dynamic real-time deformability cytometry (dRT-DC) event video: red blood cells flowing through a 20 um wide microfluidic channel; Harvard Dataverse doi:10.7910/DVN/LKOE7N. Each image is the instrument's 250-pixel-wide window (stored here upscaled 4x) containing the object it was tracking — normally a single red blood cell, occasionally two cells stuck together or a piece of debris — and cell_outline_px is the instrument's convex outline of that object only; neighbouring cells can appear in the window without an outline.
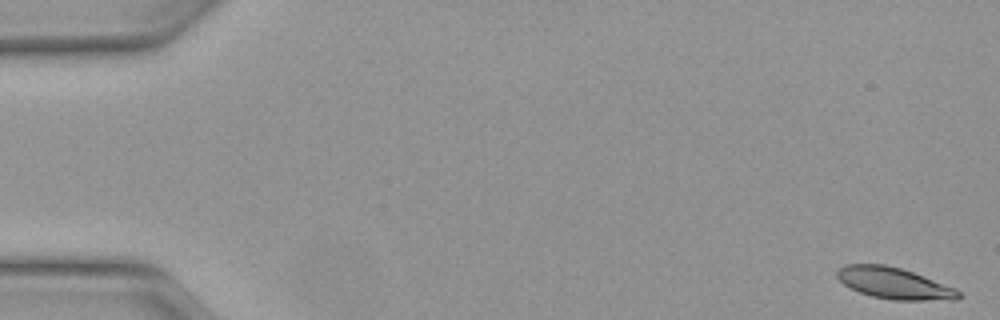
{"species": "Egyptian fruit bat (a non-hibernating species)", "species_latin": "Rousettus aegyptiacus", "temperature_condition": "warm", "stored_images_in_passage": 50, "camera_frame_rate_fps": 3000, "um_per_image_px": 0.085, "animal": {"sex": "female"}, "frame": {"image": 1, "passage_image": 1, "time_ms": 0.0, "image_size_px": [1000, 320], "cell_outline_px": [[964, 296], [956, 300], [896, 300], [872, 296], [860, 292], [844, 284], [836, 276], [836, 272], [844, 264], [884, 264], [900, 268], [912, 272], [956, 288]], "centroid_in_image_um": [76.03, 24.08], "position_along_channel_um": 9.0, "area_um2": 22.08}}
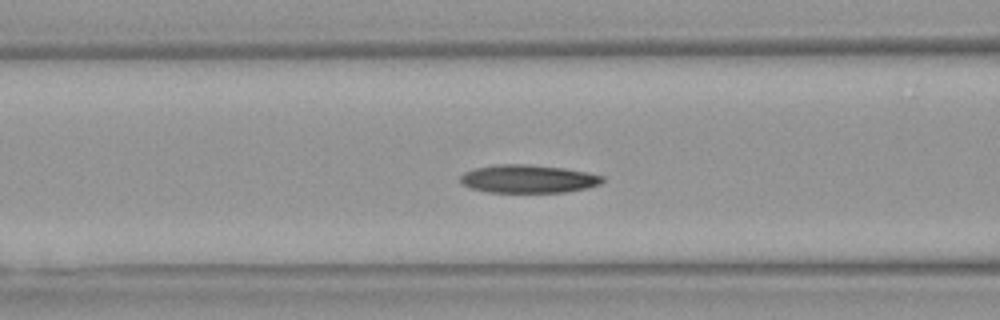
{"frame": {"image": 2, "passage_image": 20, "time_ms": 6.333, "image_size_px": [1000, 320], "cell_outline_px": [[604, 180], [600, 184], [584, 188], [564, 192], [488, 192], [472, 188], [464, 184], [460, 180], [460, 176], [464, 172], [476, 168], [492, 164], [524, 164], [564, 168], [604, 176]], "centroid_in_image_um": [44.87, 15.2], "position_along_channel_um": 121.7, "area_um2": 23.06}}
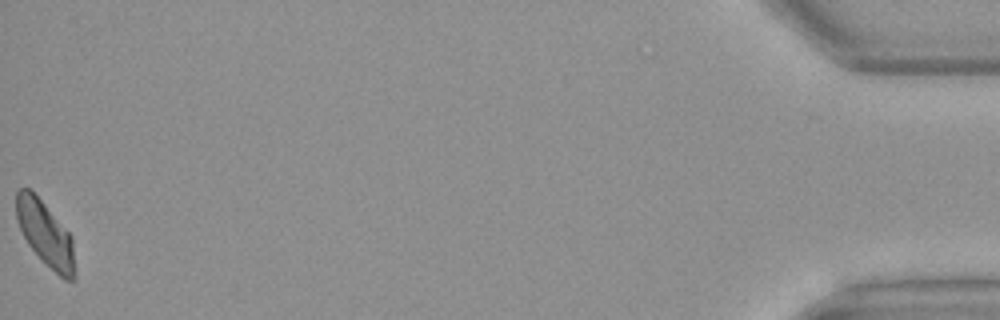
{"frame": {"image": 3, "passage_image": 50, "time_ms": 16.333, "image_size_px": [1000, 320], "cell_outline_px": [[76, 276], [72, 280], [64, 280], [28, 244], [16, 220], [16, 192], [20, 188], [28, 188], [44, 204], [72, 236], [76, 272]], "centroid_in_image_um": [3.87, 19.88], "position_along_channel_um": 431.3, "area_um2": 21.62}}